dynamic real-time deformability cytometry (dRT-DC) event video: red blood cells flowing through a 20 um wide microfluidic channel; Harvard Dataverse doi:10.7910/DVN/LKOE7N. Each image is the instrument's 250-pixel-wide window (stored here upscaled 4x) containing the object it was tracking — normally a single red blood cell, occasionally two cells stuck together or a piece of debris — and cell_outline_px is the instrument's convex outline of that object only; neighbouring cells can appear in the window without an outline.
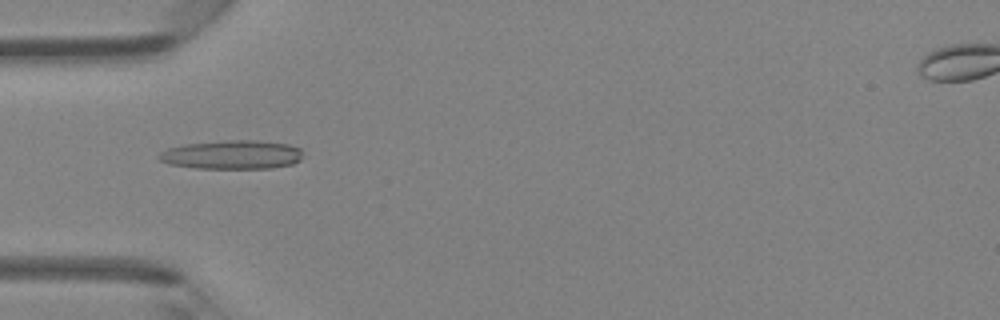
{"species": "Egyptian fruit bat (a non-hibernating species)", "species_latin": "Rousettus aegyptiacus", "temperature_condition": "room temperature", "stored_images_in_passage": 47, "camera_frame_rate_fps": 3000, "um_per_image_px": 0.085, "animal": {"sex": "female"}, "frame": {"image": 1, "passage_image": 15, "time_ms": 4.667, "image_size_px": [1000, 320], "cell_outline_px": [[300, 160], [292, 164], [272, 168], [196, 168], [168, 164], [160, 160], [156, 156], [160, 152], [168, 148], [184, 144], [228, 140], [256, 140], [288, 144], [300, 148]], "centroid_in_image_um": [19.68, 13.15], "position_along_channel_um": 65.3, "area_um2": 24.16}}
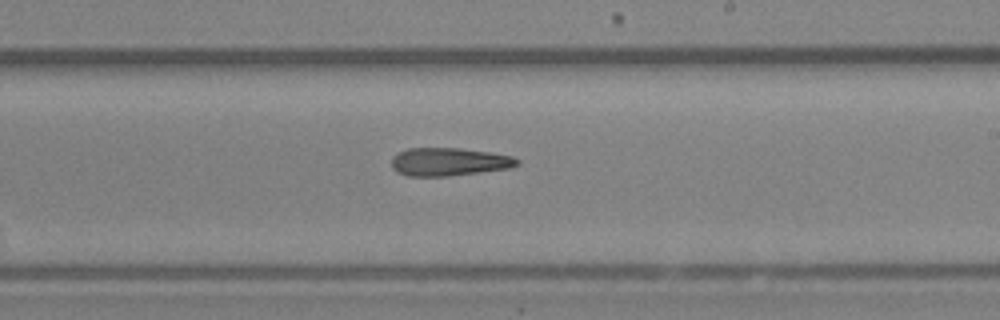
{"frame": {"image": 2, "passage_image": 28, "time_ms": 9.0, "image_size_px": [1000, 320], "cell_outline_px": [[520, 164], [512, 168], [448, 176], [408, 176], [396, 172], [392, 168], [392, 156], [408, 148], [460, 148], [492, 152], [512, 156], [520, 160]], "centroid_in_image_um": [38.19, 13.75], "position_along_channel_um": 250.8, "area_um2": 20.75}}
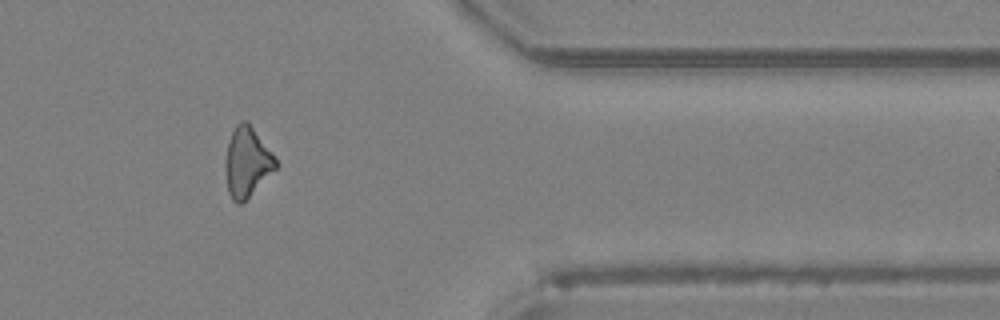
{"frame": {"image": 3, "passage_image": 39, "time_ms": 12.667, "image_size_px": [1000, 320], "cell_outline_px": [[280, 164], [240, 204], [236, 204], [232, 200], [228, 192], [224, 172], [224, 160], [228, 140], [236, 124], [244, 120], [248, 120], [276, 156]], "centroid_in_image_um": [20.98, 13.73], "position_along_channel_um": 390.4, "area_um2": 20.81}}